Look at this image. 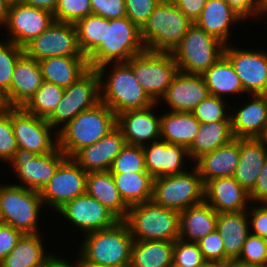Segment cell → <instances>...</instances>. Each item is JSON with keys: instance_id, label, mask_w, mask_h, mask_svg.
I'll use <instances>...</instances> for the list:
<instances>
[{"instance_id": "cell-55", "label": "cell", "mask_w": 267, "mask_h": 267, "mask_svg": "<svg viewBox=\"0 0 267 267\" xmlns=\"http://www.w3.org/2000/svg\"><path fill=\"white\" fill-rule=\"evenodd\" d=\"M251 203L267 204V160L258 175L253 190L249 193Z\"/></svg>"}, {"instance_id": "cell-5", "label": "cell", "mask_w": 267, "mask_h": 267, "mask_svg": "<svg viewBox=\"0 0 267 267\" xmlns=\"http://www.w3.org/2000/svg\"><path fill=\"white\" fill-rule=\"evenodd\" d=\"M145 50L136 24L126 16L110 19V24H105V42L87 58L88 65L96 69L107 63L127 62Z\"/></svg>"}, {"instance_id": "cell-48", "label": "cell", "mask_w": 267, "mask_h": 267, "mask_svg": "<svg viewBox=\"0 0 267 267\" xmlns=\"http://www.w3.org/2000/svg\"><path fill=\"white\" fill-rule=\"evenodd\" d=\"M159 3V0H125L126 17L141 29Z\"/></svg>"}, {"instance_id": "cell-42", "label": "cell", "mask_w": 267, "mask_h": 267, "mask_svg": "<svg viewBox=\"0 0 267 267\" xmlns=\"http://www.w3.org/2000/svg\"><path fill=\"white\" fill-rule=\"evenodd\" d=\"M227 102L225 98L223 99L210 95L199 103L192 113L201 124L217 121H231L230 109L232 111V107L229 106L230 103Z\"/></svg>"}, {"instance_id": "cell-8", "label": "cell", "mask_w": 267, "mask_h": 267, "mask_svg": "<svg viewBox=\"0 0 267 267\" xmlns=\"http://www.w3.org/2000/svg\"><path fill=\"white\" fill-rule=\"evenodd\" d=\"M225 44L195 23L171 52L178 71L202 75L223 56Z\"/></svg>"}, {"instance_id": "cell-47", "label": "cell", "mask_w": 267, "mask_h": 267, "mask_svg": "<svg viewBox=\"0 0 267 267\" xmlns=\"http://www.w3.org/2000/svg\"><path fill=\"white\" fill-rule=\"evenodd\" d=\"M206 260L198 243L187 242L181 239L174 241L173 266L174 267H199Z\"/></svg>"}, {"instance_id": "cell-63", "label": "cell", "mask_w": 267, "mask_h": 267, "mask_svg": "<svg viewBox=\"0 0 267 267\" xmlns=\"http://www.w3.org/2000/svg\"><path fill=\"white\" fill-rule=\"evenodd\" d=\"M160 2H174V0H159Z\"/></svg>"}, {"instance_id": "cell-17", "label": "cell", "mask_w": 267, "mask_h": 267, "mask_svg": "<svg viewBox=\"0 0 267 267\" xmlns=\"http://www.w3.org/2000/svg\"><path fill=\"white\" fill-rule=\"evenodd\" d=\"M55 22L53 13L43 9L12 2L5 23L2 25L8 33L7 41L24 48Z\"/></svg>"}, {"instance_id": "cell-18", "label": "cell", "mask_w": 267, "mask_h": 267, "mask_svg": "<svg viewBox=\"0 0 267 267\" xmlns=\"http://www.w3.org/2000/svg\"><path fill=\"white\" fill-rule=\"evenodd\" d=\"M75 228L84 233L113 227L120 221L110 210L87 193L65 203L56 211Z\"/></svg>"}, {"instance_id": "cell-3", "label": "cell", "mask_w": 267, "mask_h": 267, "mask_svg": "<svg viewBox=\"0 0 267 267\" xmlns=\"http://www.w3.org/2000/svg\"><path fill=\"white\" fill-rule=\"evenodd\" d=\"M117 115L100 102L82 111L57 132L58 148L72 157L77 151L97 142L116 128Z\"/></svg>"}, {"instance_id": "cell-13", "label": "cell", "mask_w": 267, "mask_h": 267, "mask_svg": "<svg viewBox=\"0 0 267 267\" xmlns=\"http://www.w3.org/2000/svg\"><path fill=\"white\" fill-rule=\"evenodd\" d=\"M11 123L18 148L41 155L58 146L57 132L47 120L28 113L23 107H11Z\"/></svg>"}, {"instance_id": "cell-57", "label": "cell", "mask_w": 267, "mask_h": 267, "mask_svg": "<svg viewBox=\"0 0 267 267\" xmlns=\"http://www.w3.org/2000/svg\"><path fill=\"white\" fill-rule=\"evenodd\" d=\"M57 1L58 0H21L20 2L25 5L53 13L56 8Z\"/></svg>"}, {"instance_id": "cell-36", "label": "cell", "mask_w": 267, "mask_h": 267, "mask_svg": "<svg viewBox=\"0 0 267 267\" xmlns=\"http://www.w3.org/2000/svg\"><path fill=\"white\" fill-rule=\"evenodd\" d=\"M174 241L134 240L131 249V267L173 266Z\"/></svg>"}, {"instance_id": "cell-40", "label": "cell", "mask_w": 267, "mask_h": 267, "mask_svg": "<svg viewBox=\"0 0 267 267\" xmlns=\"http://www.w3.org/2000/svg\"><path fill=\"white\" fill-rule=\"evenodd\" d=\"M63 93L64 87L43 81L41 87L23 108L28 113L47 119L61 101Z\"/></svg>"}, {"instance_id": "cell-54", "label": "cell", "mask_w": 267, "mask_h": 267, "mask_svg": "<svg viewBox=\"0 0 267 267\" xmlns=\"http://www.w3.org/2000/svg\"><path fill=\"white\" fill-rule=\"evenodd\" d=\"M207 0H174L173 4L192 22L201 15Z\"/></svg>"}, {"instance_id": "cell-11", "label": "cell", "mask_w": 267, "mask_h": 267, "mask_svg": "<svg viewBox=\"0 0 267 267\" xmlns=\"http://www.w3.org/2000/svg\"><path fill=\"white\" fill-rule=\"evenodd\" d=\"M100 102L99 75L95 69H89L75 83L64 88L61 101L46 120L58 132L79 113Z\"/></svg>"}, {"instance_id": "cell-50", "label": "cell", "mask_w": 267, "mask_h": 267, "mask_svg": "<svg viewBox=\"0 0 267 267\" xmlns=\"http://www.w3.org/2000/svg\"><path fill=\"white\" fill-rule=\"evenodd\" d=\"M250 233L267 240V204L251 203L247 209Z\"/></svg>"}, {"instance_id": "cell-26", "label": "cell", "mask_w": 267, "mask_h": 267, "mask_svg": "<svg viewBox=\"0 0 267 267\" xmlns=\"http://www.w3.org/2000/svg\"><path fill=\"white\" fill-rule=\"evenodd\" d=\"M241 22L245 21L225 0H207L195 24L207 34L228 45L230 36H232L230 30H233V26Z\"/></svg>"}, {"instance_id": "cell-9", "label": "cell", "mask_w": 267, "mask_h": 267, "mask_svg": "<svg viewBox=\"0 0 267 267\" xmlns=\"http://www.w3.org/2000/svg\"><path fill=\"white\" fill-rule=\"evenodd\" d=\"M190 168L181 174L155 178L152 201L179 212L204 202L205 184L198 169L194 165Z\"/></svg>"}, {"instance_id": "cell-7", "label": "cell", "mask_w": 267, "mask_h": 267, "mask_svg": "<svg viewBox=\"0 0 267 267\" xmlns=\"http://www.w3.org/2000/svg\"><path fill=\"white\" fill-rule=\"evenodd\" d=\"M123 221L134 240L179 239L180 212L159 206L152 200L129 207Z\"/></svg>"}, {"instance_id": "cell-31", "label": "cell", "mask_w": 267, "mask_h": 267, "mask_svg": "<svg viewBox=\"0 0 267 267\" xmlns=\"http://www.w3.org/2000/svg\"><path fill=\"white\" fill-rule=\"evenodd\" d=\"M165 112L160 114V139L188 150L198 134L201 123L192 112Z\"/></svg>"}, {"instance_id": "cell-33", "label": "cell", "mask_w": 267, "mask_h": 267, "mask_svg": "<svg viewBox=\"0 0 267 267\" xmlns=\"http://www.w3.org/2000/svg\"><path fill=\"white\" fill-rule=\"evenodd\" d=\"M43 80L68 87L90 68L86 57L57 56L39 61Z\"/></svg>"}, {"instance_id": "cell-12", "label": "cell", "mask_w": 267, "mask_h": 267, "mask_svg": "<svg viewBox=\"0 0 267 267\" xmlns=\"http://www.w3.org/2000/svg\"><path fill=\"white\" fill-rule=\"evenodd\" d=\"M66 157L58 146L52 152L41 155L18 148L8 162L9 165L11 163L12 170L19 180V183L13 184L40 192Z\"/></svg>"}, {"instance_id": "cell-28", "label": "cell", "mask_w": 267, "mask_h": 267, "mask_svg": "<svg viewBox=\"0 0 267 267\" xmlns=\"http://www.w3.org/2000/svg\"><path fill=\"white\" fill-rule=\"evenodd\" d=\"M267 160V143L264 138L240 139L239 162L234 179L250 193Z\"/></svg>"}, {"instance_id": "cell-6", "label": "cell", "mask_w": 267, "mask_h": 267, "mask_svg": "<svg viewBox=\"0 0 267 267\" xmlns=\"http://www.w3.org/2000/svg\"><path fill=\"white\" fill-rule=\"evenodd\" d=\"M43 207L39 191L0 182V223L23 234L41 233L38 221Z\"/></svg>"}, {"instance_id": "cell-49", "label": "cell", "mask_w": 267, "mask_h": 267, "mask_svg": "<svg viewBox=\"0 0 267 267\" xmlns=\"http://www.w3.org/2000/svg\"><path fill=\"white\" fill-rule=\"evenodd\" d=\"M197 243L206 261L225 262L223 238L216 229Z\"/></svg>"}, {"instance_id": "cell-19", "label": "cell", "mask_w": 267, "mask_h": 267, "mask_svg": "<svg viewBox=\"0 0 267 267\" xmlns=\"http://www.w3.org/2000/svg\"><path fill=\"white\" fill-rule=\"evenodd\" d=\"M157 106L159 104L156 102L147 108L128 110L117 115L116 127L126 144L143 147L160 140V115L155 113Z\"/></svg>"}, {"instance_id": "cell-1", "label": "cell", "mask_w": 267, "mask_h": 267, "mask_svg": "<svg viewBox=\"0 0 267 267\" xmlns=\"http://www.w3.org/2000/svg\"><path fill=\"white\" fill-rule=\"evenodd\" d=\"M95 70L100 80V101L116 115L128 110L144 109L156 103L144 91L126 62L107 63Z\"/></svg>"}, {"instance_id": "cell-29", "label": "cell", "mask_w": 267, "mask_h": 267, "mask_svg": "<svg viewBox=\"0 0 267 267\" xmlns=\"http://www.w3.org/2000/svg\"><path fill=\"white\" fill-rule=\"evenodd\" d=\"M216 230L223 238L225 262L233 263L239 257L243 244L250 234L247 210L218 213Z\"/></svg>"}, {"instance_id": "cell-65", "label": "cell", "mask_w": 267, "mask_h": 267, "mask_svg": "<svg viewBox=\"0 0 267 267\" xmlns=\"http://www.w3.org/2000/svg\"><path fill=\"white\" fill-rule=\"evenodd\" d=\"M11 3L12 2H20L21 0H9Z\"/></svg>"}, {"instance_id": "cell-22", "label": "cell", "mask_w": 267, "mask_h": 267, "mask_svg": "<svg viewBox=\"0 0 267 267\" xmlns=\"http://www.w3.org/2000/svg\"><path fill=\"white\" fill-rule=\"evenodd\" d=\"M251 99L237 104L230 112L231 129L234 138H265L267 134V95H246ZM251 96V97H249ZM234 112V113H233Z\"/></svg>"}, {"instance_id": "cell-27", "label": "cell", "mask_w": 267, "mask_h": 267, "mask_svg": "<svg viewBox=\"0 0 267 267\" xmlns=\"http://www.w3.org/2000/svg\"><path fill=\"white\" fill-rule=\"evenodd\" d=\"M240 139L234 138L212 152L199 157L194 165L204 184L217 177H233L239 162Z\"/></svg>"}, {"instance_id": "cell-30", "label": "cell", "mask_w": 267, "mask_h": 267, "mask_svg": "<svg viewBox=\"0 0 267 267\" xmlns=\"http://www.w3.org/2000/svg\"><path fill=\"white\" fill-rule=\"evenodd\" d=\"M218 213L205 201L180 212L179 239L197 243L216 229Z\"/></svg>"}, {"instance_id": "cell-23", "label": "cell", "mask_w": 267, "mask_h": 267, "mask_svg": "<svg viewBox=\"0 0 267 267\" xmlns=\"http://www.w3.org/2000/svg\"><path fill=\"white\" fill-rule=\"evenodd\" d=\"M43 81L39 62L24 53L15 64L10 90L1 98L3 106L23 107Z\"/></svg>"}, {"instance_id": "cell-61", "label": "cell", "mask_w": 267, "mask_h": 267, "mask_svg": "<svg viewBox=\"0 0 267 267\" xmlns=\"http://www.w3.org/2000/svg\"><path fill=\"white\" fill-rule=\"evenodd\" d=\"M235 267H267V264L266 265H254V266H243V265H236L235 264Z\"/></svg>"}, {"instance_id": "cell-4", "label": "cell", "mask_w": 267, "mask_h": 267, "mask_svg": "<svg viewBox=\"0 0 267 267\" xmlns=\"http://www.w3.org/2000/svg\"><path fill=\"white\" fill-rule=\"evenodd\" d=\"M192 25L173 2H160L141 28V39L146 50L171 53Z\"/></svg>"}, {"instance_id": "cell-60", "label": "cell", "mask_w": 267, "mask_h": 267, "mask_svg": "<svg viewBox=\"0 0 267 267\" xmlns=\"http://www.w3.org/2000/svg\"><path fill=\"white\" fill-rule=\"evenodd\" d=\"M80 267H104V266L94 265L91 263H80Z\"/></svg>"}, {"instance_id": "cell-43", "label": "cell", "mask_w": 267, "mask_h": 267, "mask_svg": "<svg viewBox=\"0 0 267 267\" xmlns=\"http://www.w3.org/2000/svg\"><path fill=\"white\" fill-rule=\"evenodd\" d=\"M110 173L147 172L142 146L125 144L115 157Z\"/></svg>"}, {"instance_id": "cell-52", "label": "cell", "mask_w": 267, "mask_h": 267, "mask_svg": "<svg viewBox=\"0 0 267 267\" xmlns=\"http://www.w3.org/2000/svg\"><path fill=\"white\" fill-rule=\"evenodd\" d=\"M225 1L244 21H247L252 17L255 19L256 18L259 19L265 15V11L262 6V0H225Z\"/></svg>"}, {"instance_id": "cell-53", "label": "cell", "mask_w": 267, "mask_h": 267, "mask_svg": "<svg viewBox=\"0 0 267 267\" xmlns=\"http://www.w3.org/2000/svg\"><path fill=\"white\" fill-rule=\"evenodd\" d=\"M23 233L12 226L0 223V263L16 246Z\"/></svg>"}, {"instance_id": "cell-21", "label": "cell", "mask_w": 267, "mask_h": 267, "mask_svg": "<svg viewBox=\"0 0 267 267\" xmlns=\"http://www.w3.org/2000/svg\"><path fill=\"white\" fill-rule=\"evenodd\" d=\"M143 151L146 170L154 179L181 174L187 171L188 163L190 165L188 150L185 147L161 139L143 146Z\"/></svg>"}, {"instance_id": "cell-59", "label": "cell", "mask_w": 267, "mask_h": 267, "mask_svg": "<svg viewBox=\"0 0 267 267\" xmlns=\"http://www.w3.org/2000/svg\"><path fill=\"white\" fill-rule=\"evenodd\" d=\"M199 267H235V264L226 263V262H220V261H205Z\"/></svg>"}, {"instance_id": "cell-15", "label": "cell", "mask_w": 267, "mask_h": 267, "mask_svg": "<svg viewBox=\"0 0 267 267\" xmlns=\"http://www.w3.org/2000/svg\"><path fill=\"white\" fill-rule=\"evenodd\" d=\"M24 53L38 62L57 56L85 57L78 44L75 24L57 21L28 43Z\"/></svg>"}, {"instance_id": "cell-25", "label": "cell", "mask_w": 267, "mask_h": 267, "mask_svg": "<svg viewBox=\"0 0 267 267\" xmlns=\"http://www.w3.org/2000/svg\"><path fill=\"white\" fill-rule=\"evenodd\" d=\"M204 201L217 213L246 211L251 205L249 193L234 177H217L205 183Z\"/></svg>"}, {"instance_id": "cell-2", "label": "cell", "mask_w": 267, "mask_h": 267, "mask_svg": "<svg viewBox=\"0 0 267 267\" xmlns=\"http://www.w3.org/2000/svg\"><path fill=\"white\" fill-rule=\"evenodd\" d=\"M78 247L79 263L104 267L130 265L133 237L127 224L120 220L113 227L84 234Z\"/></svg>"}, {"instance_id": "cell-10", "label": "cell", "mask_w": 267, "mask_h": 267, "mask_svg": "<svg viewBox=\"0 0 267 267\" xmlns=\"http://www.w3.org/2000/svg\"><path fill=\"white\" fill-rule=\"evenodd\" d=\"M144 91L158 102L178 73L171 53L145 50L126 62Z\"/></svg>"}, {"instance_id": "cell-46", "label": "cell", "mask_w": 267, "mask_h": 267, "mask_svg": "<svg viewBox=\"0 0 267 267\" xmlns=\"http://www.w3.org/2000/svg\"><path fill=\"white\" fill-rule=\"evenodd\" d=\"M18 150L11 123V107L0 110V162L8 163Z\"/></svg>"}, {"instance_id": "cell-45", "label": "cell", "mask_w": 267, "mask_h": 267, "mask_svg": "<svg viewBox=\"0 0 267 267\" xmlns=\"http://www.w3.org/2000/svg\"><path fill=\"white\" fill-rule=\"evenodd\" d=\"M92 14L90 0H58L53 12L55 21L73 23Z\"/></svg>"}, {"instance_id": "cell-51", "label": "cell", "mask_w": 267, "mask_h": 267, "mask_svg": "<svg viewBox=\"0 0 267 267\" xmlns=\"http://www.w3.org/2000/svg\"><path fill=\"white\" fill-rule=\"evenodd\" d=\"M92 14L107 19L126 16L125 0H90Z\"/></svg>"}, {"instance_id": "cell-16", "label": "cell", "mask_w": 267, "mask_h": 267, "mask_svg": "<svg viewBox=\"0 0 267 267\" xmlns=\"http://www.w3.org/2000/svg\"><path fill=\"white\" fill-rule=\"evenodd\" d=\"M225 45L223 55L230 61L248 95H267V52Z\"/></svg>"}, {"instance_id": "cell-34", "label": "cell", "mask_w": 267, "mask_h": 267, "mask_svg": "<svg viewBox=\"0 0 267 267\" xmlns=\"http://www.w3.org/2000/svg\"><path fill=\"white\" fill-rule=\"evenodd\" d=\"M210 95L224 98L246 94L230 61L223 55L202 74Z\"/></svg>"}, {"instance_id": "cell-38", "label": "cell", "mask_w": 267, "mask_h": 267, "mask_svg": "<svg viewBox=\"0 0 267 267\" xmlns=\"http://www.w3.org/2000/svg\"><path fill=\"white\" fill-rule=\"evenodd\" d=\"M234 139L231 121H217L201 124L192 146L188 149L191 163L203 154L229 143Z\"/></svg>"}, {"instance_id": "cell-20", "label": "cell", "mask_w": 267, "mask_h": 267, "mask_svg": "<svg viewBox=\"0 0 267 267\" xmlns=\"http://www.w3.org/2000/svg\"><path fill=\"white\" fill-rule=\"evenodd\" d=\"M210 96L202 75L179 72L157 102L168 105L167 111L193 112L196 106ZM163 100V102H162Z\"/></svg>"}, {"instance_id": "cell-56", "label": "cell", "mask_w": 267, "mask_h": 267, "mask_svg": "<svg viewBox=\"0 0 267 267\" xmlns=\"http://www.w3.org/2000/svg\"><path fill=\"white\" fill-rule=\"evenodd\" d=\"M56 253H51V255L45 260L42 267H80L79 256L75 257V262L69 261L64 257L57 256Z\"/></svg>"}, {"instance_id": "cell-62", "label": "cell", "mask_w": 267, "mask_h": 267, "mask_svg": "<svg viewBox=\"0 0 267 267\" xmlns=\"http://www.w3.org/2000/svg\"><path fill=\"white\" fill-rule=\"evenodd\" d=\"M262 6L264 8V11L267 12V0H262Z\"/></svg>"}, {"instance_id": "cell-24", "label": "cell", "mask_w": 267, "mask_h": 267, "mask_svg": "<svg viewBox=\"0 0 267 267\" xmlns=\"http://www.w3.org/2000/svg\"><path fill=\"white\" fill-rule=\"evenodd\" d=\"M125 144L124 136L116 127L97 142L77 151L71 158L86 173L109 171Z\"/></svg>"}, {"instance_id": "cell-39", "label": "cell", "mask_w": 267, "mask_h": 267, "mask_svg": "<svg viewBox=\"0 0 267 267\" xmlns=\"http://www.w3.org/2000/svg\"><path fill=\"white\" fill-rule=\"evenodd\" d=\"M105 24H110V19L95 14H90L75 23L78 44L86 58L105 42Z\"/></svg>"}, {"instance_id": "cell-44", "label": "cell", "mask_w": 267, "mask_h": 267, "mask_svg": "<svg viewBox=\"0 0 267 267\" xmlns=\"http://www.w3.org/2000/svg\"><path fill=\"white\" fill-rule=\"evenodd\" d=\"M236 265L254 266L267 264V240L249 234L239 257L233 262Z\"/></svg>"}, {"instance_id": "cell-41", "label": "cell", "mask_w": 267, "mask_h": 267, "mask_svg": "<svg viewBox=\"0 0 267 267\" xmlns=\"http://www.w3.org/2000/svg\"><path fill=\"white\" fill-rule=\"evenodd\" d=\"M23 54L24 48L7 40H0V98L10 90L15 64Z\"/></svg>"}, {"instance_id": "cell-14", "label": "cell", "mask_w": 267, "mask_h": 267, "mask_svg": "<svg viewBox=\"0 0 267 267\" xmlns=\"http://www.w3.org/2000/svg\"><path fill=\"white\" fill-rule=\"evenodd\" d=\"M86 178L87 173L71 157H66L39 192L45 208L57 211L65 203L86 193Z\"/></svg>"}, {"instance_id": "cell-37", "label": "cell", "mask_w": 267, "mask_h": 267, "mask_svg": "<svg viewBox=\"0 0 267 267\" xmlns=\"http://www.w3.org/2000/svg\"><path fill=\"white\" fill-rule=\"evenodd\" d=\"M111 174L121 198L128 207L152 200L154 178L148 172Z\"/></svg>"}, {"instance_id": "cell-32", "label": "cell", "mask_w": 267, "mask_h": 267, "mask_svg": "<svg viewBox=\"0 0 267 267\" xmlns=\"http://www.w3.org/2000/svg\"><path fill=\"white\" fill-rule=\"evenodd\" d=\"M86 193L110 210L119 220H124L129 207L124 203L109 171L89 172Z\"/></svg>"}, {"instance_id": "cell-58", "label": "cell", "mask_w": 267, "mask_h": 267, "mask_svg": "<svg viewBox=\"0 0 267 267\" xmlns=\"http://www.w3.org/2000/svg\"><path fill=\"white\" fill-rule=\"evenodd\" d=\"M10 3L9 0H0V26L6 21Z\"/></svg>"}, {"instance_id": "cell-64", "label": "cell", "mask_w": 267, "mask_h": 267, "mask_svg": "<svg viewBox=\"0 0 267 267\" xmlns=\"http://www.w3.org/2000/svg\"><path fill=\"white\" fill-rule=\"evenodd\" d=\"M3 103H2V99L0 98V110L3 108Z\"/></svg>"}, {"instance_id": "cell-35", "label": "cell", "mask_w": 267, "mask_h": 267, "mask_svg": "<svg viewBox=\"0 0 267 267\" xmlns=\"http://www.w3.org/2000/svg\"><path fill=\"white\" fill-rule=\"evenodd\" d=\"M42 239V233L23 234L0 267H42L51 255Z\"/></svg>"}]
</instances>
